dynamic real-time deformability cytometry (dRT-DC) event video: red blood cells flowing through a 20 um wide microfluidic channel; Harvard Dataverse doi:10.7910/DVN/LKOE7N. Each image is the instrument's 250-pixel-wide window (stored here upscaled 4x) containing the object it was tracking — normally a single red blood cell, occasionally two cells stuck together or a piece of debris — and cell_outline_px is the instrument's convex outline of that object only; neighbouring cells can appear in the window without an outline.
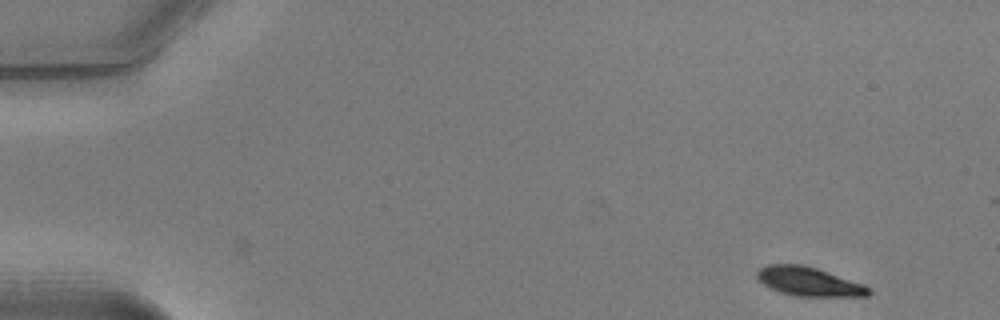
{"species": "common noctule bat (a hibernating species)", "species_latin": "Nyctalus noctula", "temperature_condition": "warm", "stored_images_in_passage": 48, "camera_frame_rate_fps": 3000, "um_per_image_px": 0.085, "animal": {"sex": "male", "body_mass_g": 20.5, "forearm_length_mm": 52.5}, "frame": {"image": 1, "passage_image": 1, "time_ms": 0.0, "image_size_px": [1000, 320], "cell_outline_px": [[872, 292], [868, 296], [792, 296], [780, 292], [764, 284], [756, 276], [756, 272], [760, 268], [768, 264], [800, 264], [816, 268], [864, 284], [872, 288]], "centroid_in_image_um": [68.78, 23.94], "position_along_channel_um": 16.2, "area_um2": 18.79}}
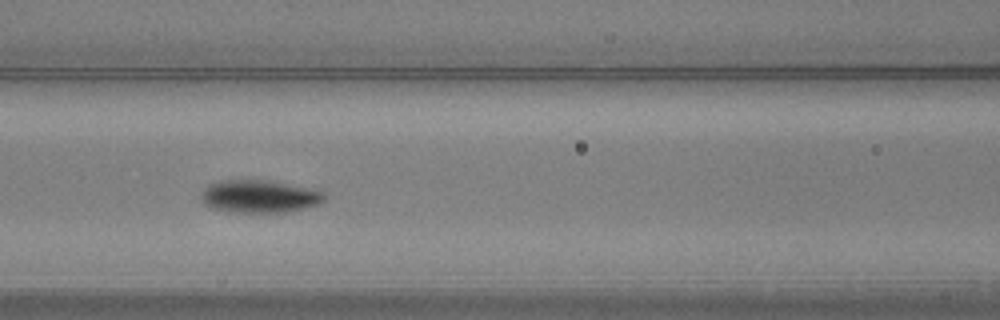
{"frame": {"image": 2, "passage_image": 20, "time_ms": 6.333, "image_size_px": [1000, 320], "cell_outline_px": [[324, 200], [320, 204], [288, 212], [228, 212], [208, 208], [200, 200], [200, 196], [204, 188], [208, 184], [228, 180], [264, 180], [308, 188], [324, 192]], "centroid_in_image_um": [21.98, 16.71], "position_along_channel_um": 144.6, "area_um2": 23.47}}
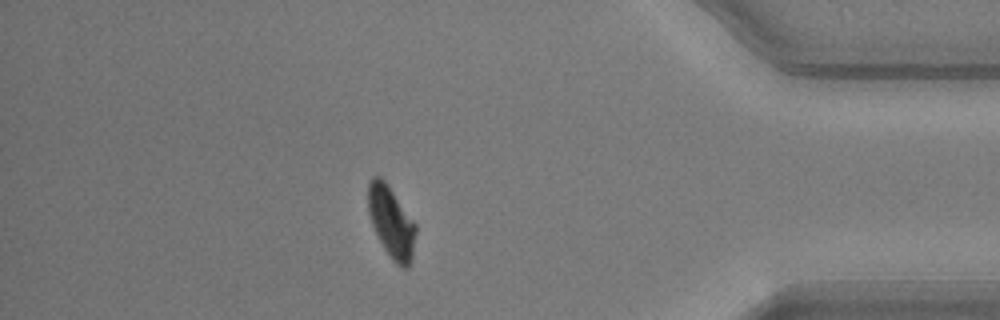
{"frame": {"image": 3, "passage_image": 42, "time_ms": 13.667, "image_size_px": [1000, 320], "cell_outline_px": [[416, 232], [412, 256], [408, 268], [400, 268], [392, 260], [384, 248], [372, 224], [368, 212], [368, 184], [372, 176], [380, 176], [388, 184], [416, 224]], "centroid_in_image_um": [33.26, 18.87], "position_along_channel_um": 401.9, "area_um2": 19.77}, "authors_computed_cell_mechanics": {"area_um2": 21.0681, "velocity_mm_per_s": 3.9744, "shape_relaxation_time_tau1_ms": 1.6786, "shape_relaxation_time_tau2_ms": null, "deformation_change_tau1": 0.125, "deformation_change_tau2": null}}